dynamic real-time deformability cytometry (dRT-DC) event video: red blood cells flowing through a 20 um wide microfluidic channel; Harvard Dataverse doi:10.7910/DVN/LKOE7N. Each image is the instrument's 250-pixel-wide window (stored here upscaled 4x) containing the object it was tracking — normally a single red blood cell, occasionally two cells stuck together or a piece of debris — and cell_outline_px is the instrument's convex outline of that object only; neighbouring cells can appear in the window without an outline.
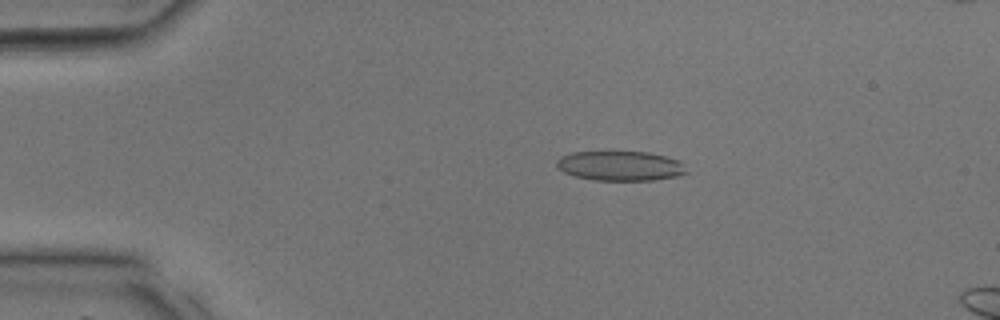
{"species": "common noctule bat (a hibernating species)", "species_latin": "Nyctalus noctula", "temperature_condition": "room temperature", "stored_images_in_passage": 37, "camera_frame_rate_fps": 3000, "um_per_image_px": 0.085, "animal": {"sex": "male", "body_mass_g": 17.9, "forearm_length_mm": 54.2}, "frame": {"image": 1, "passage_image": 8, "time_ms": 2.333, "image_size_px": [1000, 320], "cell_outline_px": [[688, 172], [676, 176], [656, 180], [592, 180], [576, 176], [564, 172], [556, 168], [556, 160], [560, 156], [572, 152], [648, 152], [680, 160]], "centroid_in_image_um": [52.7, 14.1], "position_along_channel_um": 32.3, "area_um2": 22.48}}
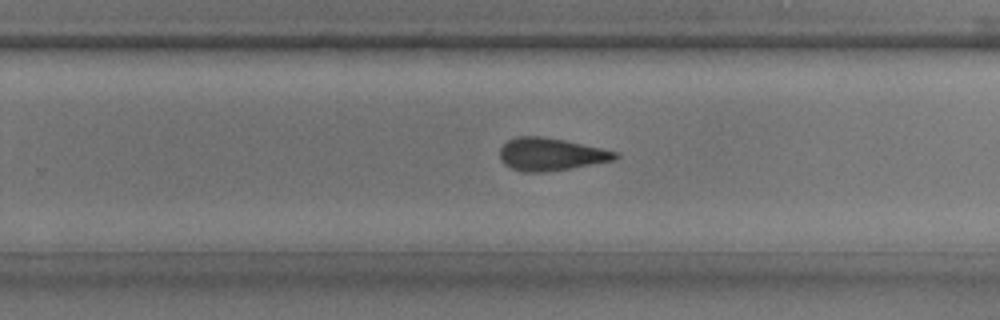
{"frame": {"image": 2, "passage_image": 24, "time_ms": 7.667, "image_size_px": [1000, 320], "cell_outline_px": [[620, 156], [616, 160], [572, 168], [544, 172], [524, 172], [512, 168], [504, 164], [500, 160], [500, 148], [508, 140], [516, 136], [544, 136], [564, 140], [620, 152]], "centroid_in_image_um": [46.84, 13.11], "position_along_channel_um": 283.0, "area_um2": 22.14}}
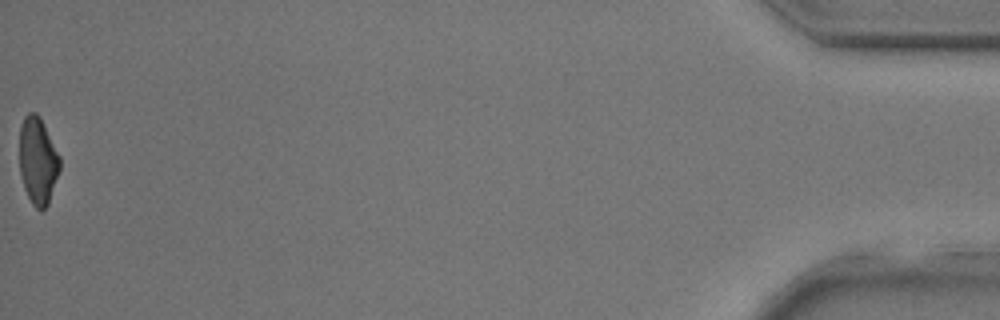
{"frame": {"image": 3, "passage_image": 37, "time_ms": 12.0, "image_size_px": [1000, 320], "cell_outline_px": [[60, 168], [48, 204], [40, 212], [32, 204], [24, 188], [20, 176], [20, 124], [24, 116], [28, 112], [36, 112], [40, 116], [60, 156]], "centroid_in_image_um": [3.21, 13.64], "position_along_channel_um": 432.0, "area_um2": 20.58}}